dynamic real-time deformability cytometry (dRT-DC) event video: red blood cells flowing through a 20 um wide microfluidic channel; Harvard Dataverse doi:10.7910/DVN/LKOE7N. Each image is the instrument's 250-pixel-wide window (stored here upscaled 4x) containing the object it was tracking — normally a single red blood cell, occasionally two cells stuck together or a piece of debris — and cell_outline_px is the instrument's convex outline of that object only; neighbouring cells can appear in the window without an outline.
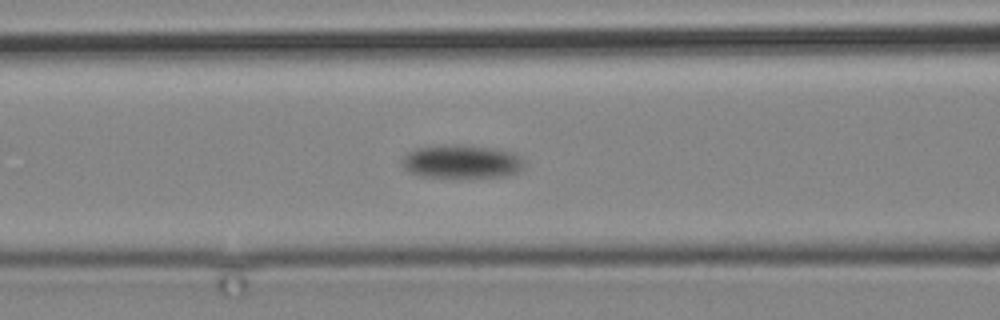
{"species": "common noctule bat (a hibernating species)", "species_latin": "Nyctalus noctula", "temperature_condition": "cold", "stored_images_in_passage": 10, "camera_frame_rate_fps": 3000, "um_per_image_px": 0.085, "animal": {"sex": "male", "body_mass_g": 19.2, "forearm_length_mm": 51.8}, "frame": {"image": 1, "passage_image": 10, "time_ms": 11.333, "image_size_px": [1000, 320], "cell_outline_px": [[524, 168], [520, 172], [504, 176], [472, 180], [456, 180], [420, 176], [408, 172], [400, 164], [400, 160], [408, 152], [416, 148], [440, 144], [460, 144], [496, 148], [516, 152], [524, 160]], "centroid_in_image_um": [39.25, 13.78], "position_along_channel_um": 127.3, "area_um2": 25.61}}